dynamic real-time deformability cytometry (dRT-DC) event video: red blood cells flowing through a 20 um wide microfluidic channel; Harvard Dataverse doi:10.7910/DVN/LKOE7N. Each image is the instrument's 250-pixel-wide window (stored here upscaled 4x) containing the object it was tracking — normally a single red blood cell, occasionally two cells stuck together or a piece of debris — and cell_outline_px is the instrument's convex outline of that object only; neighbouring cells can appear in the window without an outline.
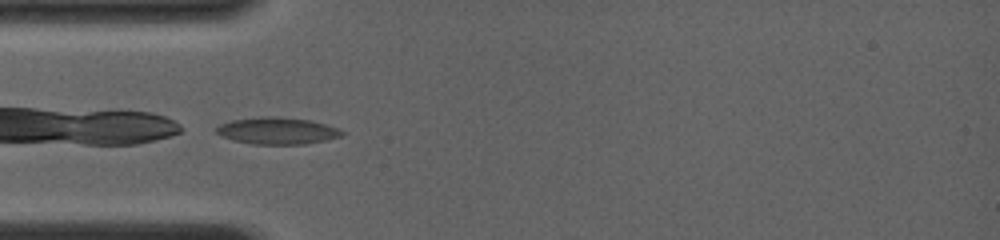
{"species": "common noctule bat (a hibernating species)", "species_latin": "Nyctalus noctula", "temperature_condition": "room temperature", "stored_images_in_passage": 10, "camera_frame_rate_fps": 4000, "um_per_image_px": 0.085, "animal": {"sex": "female", "body_mass_g": 19.0, "forearm_length_mm": 56.7}, "frame": {"image": 1, "passage_image": 1, "time_ms": 0.0, "image_size_px": [1000, 240], "cell_outline_px": [[344, 132], [340, 136], [324, 140], [304, 144], [252, 144], [232, 140], [220, 136], [216, 132], [216, 128], [220, 124], [232, 120], [260, 116], [276, 116], [312, 120], [336, 128]], "centroid_in_image_um": [23.51, 11.11], "position_along_channel_um": 61.5, "area_um2": 19.59}}
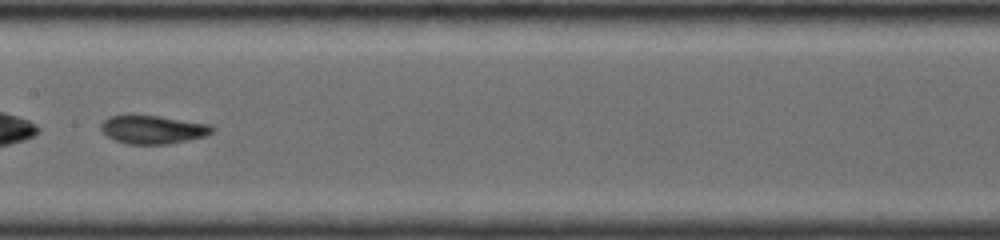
{"frame": {"image": 2, "passage_image": 6, "time_ms": 3.25, "image_size_px": [1000, 240], "cell_outline_px": [[216, 128], [212, 132], [204, 136], [188, 140], [168, 144], [128, 144], [116, 140], [108, 136], [100, 128], [100, 124], [108, 116], [160, 116], [212, 124]], "centroid_in_image_um": [13.04, 11.01], "position_along_channel_um": 194.4, "area_um2": 18.26}}
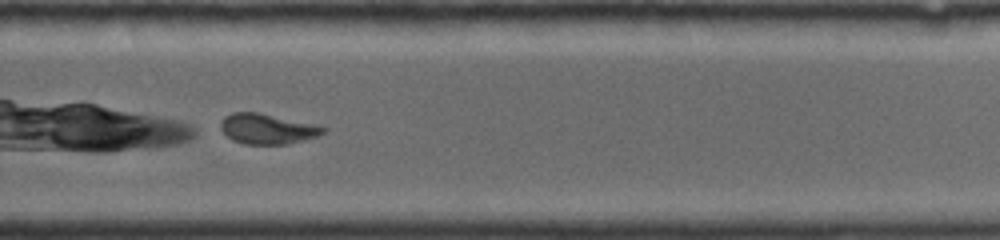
{"frame": {"image": 3, "passage_image": 10, "time_ms": 6.0, "image_size_px": [1000, 240], "cell_outline_px": [[328, 128], [324, 132], [316, 136], [288, 144], [244, 144], [232, 140], [220, 128], [220, 120], [224, 116], [232, 112], [260, 112], [316, 124]], "centroid_in_image_um": [22.7, 10.93], "position_along_channel_um": 307.1, "area_um2": 18.21}}